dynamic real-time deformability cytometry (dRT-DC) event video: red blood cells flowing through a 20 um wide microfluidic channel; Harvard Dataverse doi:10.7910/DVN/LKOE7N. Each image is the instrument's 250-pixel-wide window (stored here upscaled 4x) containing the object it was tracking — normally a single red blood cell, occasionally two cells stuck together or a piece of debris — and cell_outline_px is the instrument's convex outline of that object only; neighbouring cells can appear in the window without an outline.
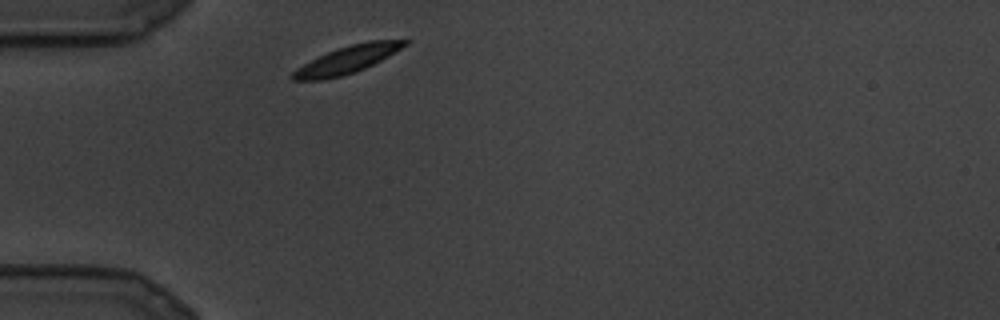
{"species": "common noctule bat (a hibernating species)", "species_latin": "Nyctalus noctula", "temperature_condition": "cold", "stored_images_in_passage": 3, "camera_frame_rate_fps": 3000, "um_per_image_px": 0.085, "animal": {"sex": "male", "body_mass_g": 19.5, "forearm_length_mm": 54.6}, "frame": {"image": 1, "passage_image": 1, "time_ms": 0.0, "image_size_px": [1000, 320], "cell_outline_px": [[408, 44], [388, 56], [356, 72], [324, 80], [292, 80], [292, 72], [296, 68], [336, 48], [368, 40], [408, 40]], "centroid_in_image_um": [29.51, 5.07], "position_along_channel_um": 55.5, "area_um2": 17.57}}
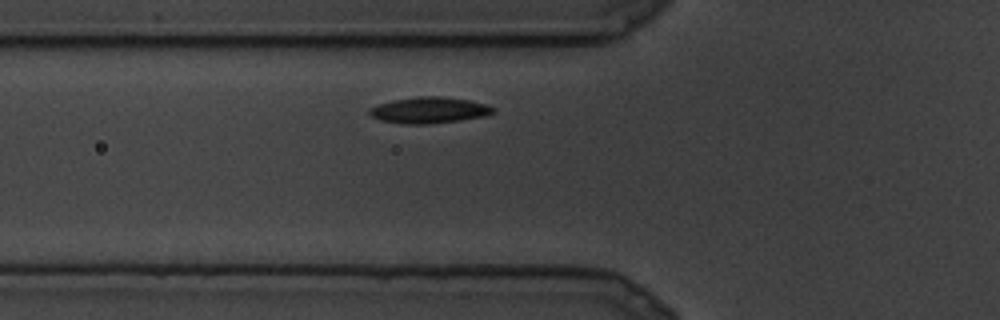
{"frame": {"image": 2, "passage_image": 3, "time_ms": 0.667, "image_size_px": [1000, 320], "cell_outline_px": [[496, 108], [492, 112], [484, 116], [460, 120], [428, 124], [400, 124], [380, 120], [372, 116], [368, 112], [368, 108], [380, 104], [396, 100], [420, 96], [440, 96], [468, 100], [488, 104]], "centroid_in_image_um": [36.48, 9.37], "position_along_channel_um": 89.3, "area_um2": 18.73}}